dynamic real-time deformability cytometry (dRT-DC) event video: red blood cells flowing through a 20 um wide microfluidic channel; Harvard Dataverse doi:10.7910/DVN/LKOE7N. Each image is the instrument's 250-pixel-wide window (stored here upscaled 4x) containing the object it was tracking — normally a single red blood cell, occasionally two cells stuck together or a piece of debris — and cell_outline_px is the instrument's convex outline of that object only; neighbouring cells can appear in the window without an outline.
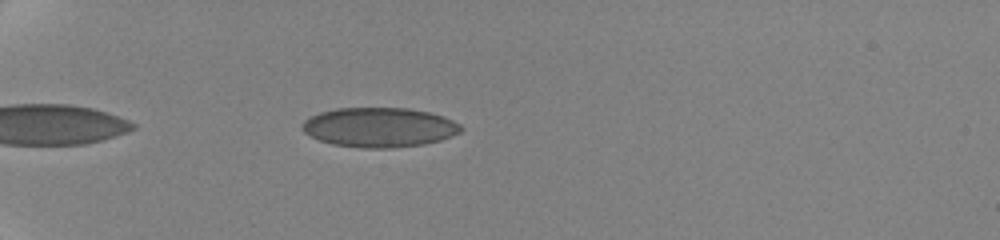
{"species": "human", "species_latin": "Homo sapiens", "temperature_condition": "cold", "stored_images_in_passage": 39, "camera_frame_rate_fps": 3000, "um_per_image_px": 0.085, "donor": {"sex": "female"}, "frame": {"image": 1, "passage_image": 8, "time_ms": 1.333, "image_size_px": [1000, 240], "cell_outline_px": [[464, 128], [460, 132], [452, 136], [440, 140], [424, 144], [392, 148], [360, 148], [332, 144], [320, 140], [304, 132], [300, 128], [300, 124], [304, 120], [320, 112], [336, 108], [408, 108], [428, 112], [444, 116], [460, 124]], "centroid_in_image_um": [32.24, 10.82], "position_along_channel_um": 52.8, "area_um2": 36.76}}
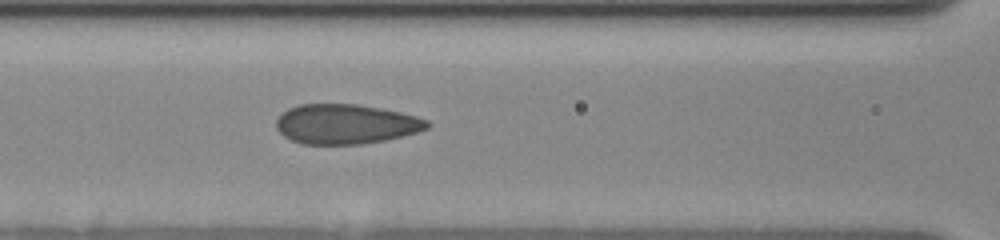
{"frame": {"image": 2, "passage_image": 29, "time_ms": 4.667, "image_size_px": [1000, 240], "cell_outline_px": [[432, 124], [428, 128], [416, 132], [384, 140], [360, 144], [300, 144], [284, 136], [276, 128], [276, 120], [288, 108], [300, 104], [356, 104], [380, 108], [400, 112], [416, 116], [428, 120]], "centroid_in_image_um": [29.39, 10.54], "position_along_channel_um": 137.2, "area_um2": 34.85}}
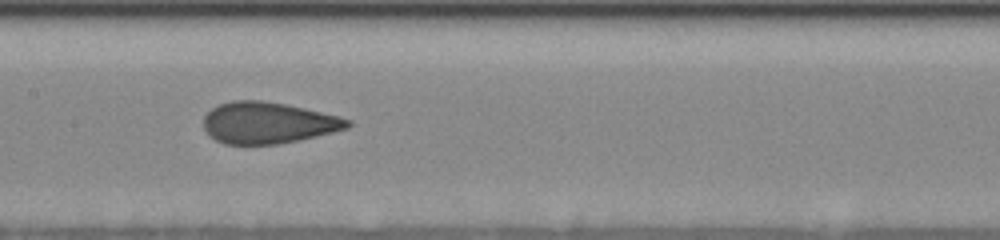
{"frame": {"image": 3, "passage_image": 38, "time_ms": 6.0, "image_size_px": [1000, 240], "cell_outline_px": [[352, 124], [348, 128], [300, 140], [276, 144], [224, 144], [216, 140], [204, 128], [204, 116], [212, 108], [220, 104], [232, 100], [264, 100], [304, 108], [340, 116], [352, 120]], "centroid_in_image_um": [22.81, 10.43], "position_along_channel_um": 184.6, "area_um2": 34.68}}